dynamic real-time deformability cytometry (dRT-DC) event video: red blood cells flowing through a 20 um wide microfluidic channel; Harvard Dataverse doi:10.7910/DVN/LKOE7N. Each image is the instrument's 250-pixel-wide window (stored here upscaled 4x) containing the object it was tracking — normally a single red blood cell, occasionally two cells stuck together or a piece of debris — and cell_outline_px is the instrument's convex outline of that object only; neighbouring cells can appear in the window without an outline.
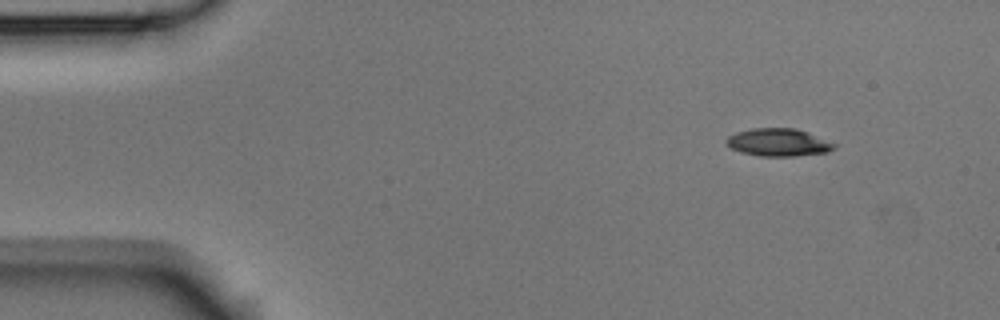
{"species": "Egyptian fruit bat (a non-hibernating species)", "species_latin": "Rousettus aegyptiacus", "temperature_condition": "room temperature", "stored_images_in_passage": 7, "camera_frame_rate_fps": 3000, "um_per_image_px": 0.085, "animal": {"sex": "male"}, "frame": {"image": 1, "passage_image": 1, "time_ms": 0.0, "image_size_px": [1000, 320], "cell_outline_px": [[840, 144], [836, 148], [828, 152], [796, 156], [760, 156], [740, 152], [732, 148], [724, 140], [728, 136], [736, 132], [752, 128], [796, 128], [808, 132]], "centroid_in_image_um": [66.22, 12.1], "position_along_channel_um": 18.8, "area_um2": 17.69}}
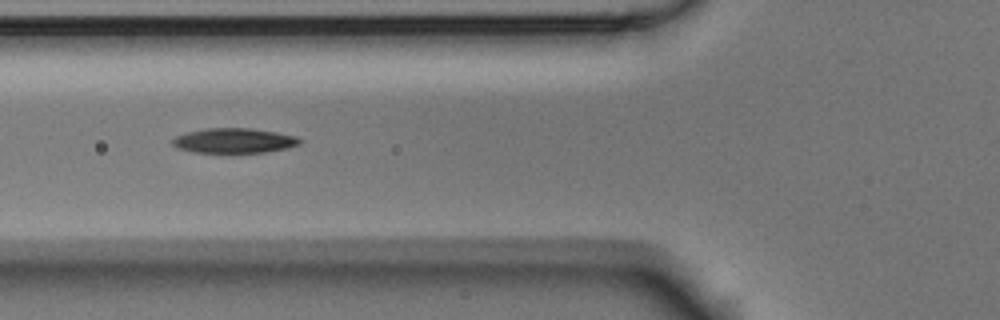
{"frame": {"image": 2, "passage_image": 5, "time_ms": 1.333, "image_size_px": [1000, 320], "cell_outline_px": [[304, 140], [300, 144], [284, 148], [264, 152], [192, 152], [176, 148], [172, 144], [172, 140], [176, 136], [188, 132], [204, 128], [252, 128], [276, 132], [296, 136]], "centroid_in_image_um": [19.89, 11.94], "position_along_channel_um": 105.9, "area_um2": 18.38}}
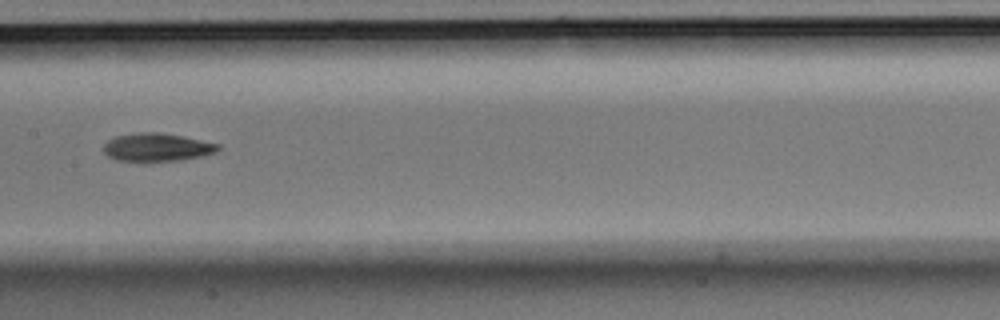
{"frame": {"image": 3, "passage_image": 7, "time_ms": 2.0, "image_size_px": [1000, 320], "cell_outline_px": [[220, 148], [216, 152], [200, 156], [180, 160], [144, 164], [116, 160], [108, 156], [104, 152], [104, 144], [108, 140], [116, 136], [140, 132], [160, 132], [220, 144]], "centroid_in_image_um": [13.29, 12.56], "position_along_channel_um": 194.1, "area_um2": 19.25}}